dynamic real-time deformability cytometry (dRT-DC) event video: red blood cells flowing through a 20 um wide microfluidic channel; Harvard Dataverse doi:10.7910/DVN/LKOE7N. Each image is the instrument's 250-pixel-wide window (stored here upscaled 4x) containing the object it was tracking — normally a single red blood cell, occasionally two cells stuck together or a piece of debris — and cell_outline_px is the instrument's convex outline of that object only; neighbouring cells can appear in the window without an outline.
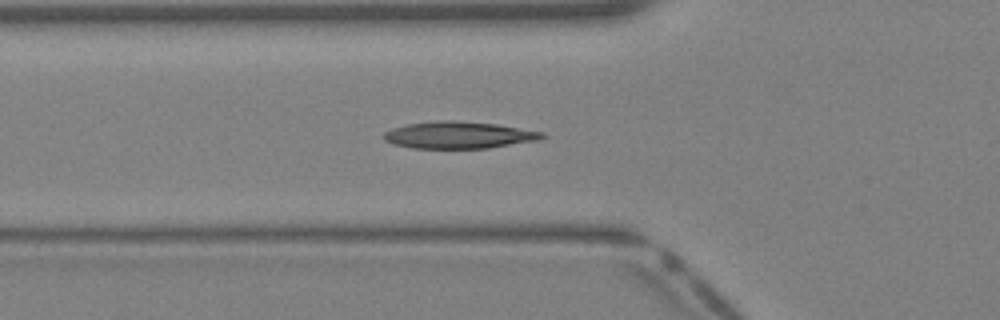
{"species": "Egyptian fruit bat (a non-hibernating species)", "species_latin": "Rousettus aegyptiacus", "temperature_condition": "warm", "stored_images_in_passage": 40, "camera_frame_rate_fps": 3000, "um_per_image_px": 0.085, "animal": {"sex": "female"}, "frame": {"image": 1, "passage_image": 14, "time_ms": 4.333, "image_size_px": [1000, 320], "cell_outline_px": [[544, 136], [536, 140], [488, 148], [412, 148], [396, 144], [384, 140], [384, 132], [392, 128], [404, 124], [440, 120], [456, 120], [496, 124], [544, 132]], "centroid_in_image_um": [38.95, 11.47], "position_along_channel_um": 86.8, "area_um2": 24.68}}
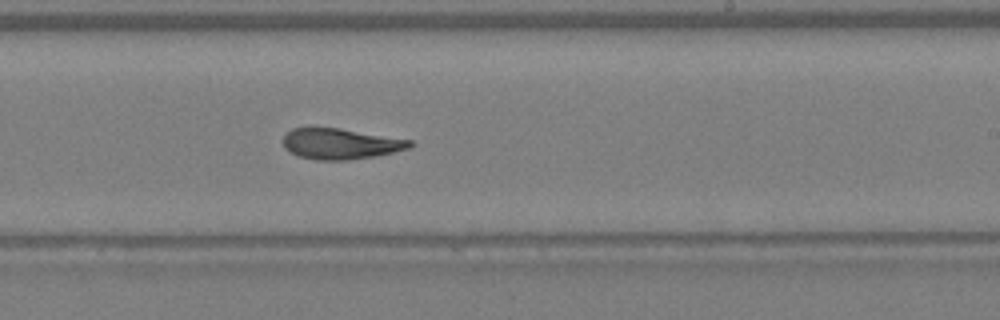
{"frame": {"image": 2, "passage_image": 24, "time_ms": 7.667, "image_size_px": [1000, 320], "cell_outline_px": [[416, 144], [412, 148], [376, 156], [348, 160], [316, 160], [300, 156], [284, 148], [284, 136], [292, 128], [340, 128], [412, 140]], "centroid_in_image_um": [29.02, 12.23], "position_along_channel_um": 260.0, "area_um2": 22.72}}
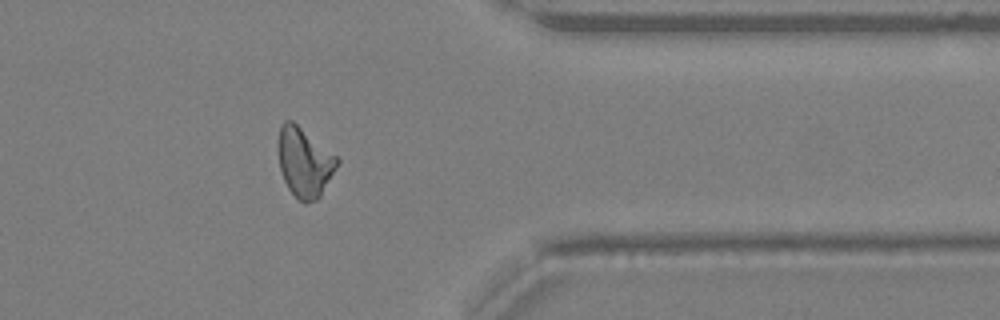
{"frame": {"image": 3, "passage_image": 32, "time_ms": 10.333, "image_size_px": [1000, 320], "cell_outline_px": [[340, 160], [320, 196], [316, 200], [304, 204], [288, 188], [284, 180], [280, 168], [276, 144], [280, 128], [284, 120], [292, 120], [336, 156]], "centroid_in_image_um": [25.84, 13.78], "position_along_channel_um": 385.6, "area_um2": 23.58}}